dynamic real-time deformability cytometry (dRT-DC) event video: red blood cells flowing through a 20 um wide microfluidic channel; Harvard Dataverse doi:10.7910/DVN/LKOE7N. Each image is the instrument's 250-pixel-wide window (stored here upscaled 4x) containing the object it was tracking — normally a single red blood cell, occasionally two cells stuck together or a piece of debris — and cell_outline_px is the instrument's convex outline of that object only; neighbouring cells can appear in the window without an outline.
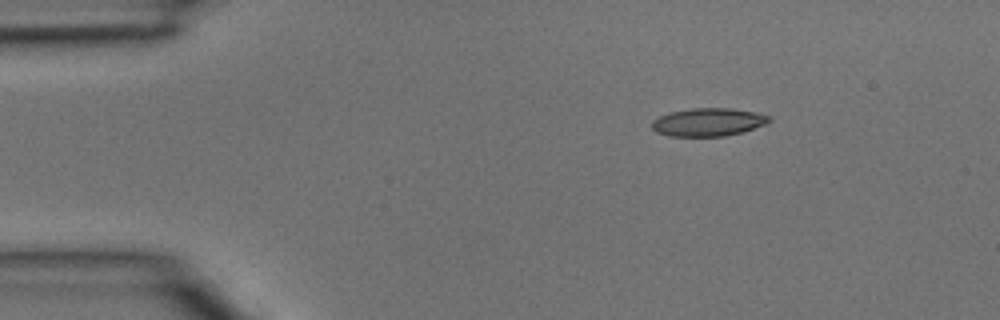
{"species": "common noctule bat (a hibernating species)", "species_latin": "Nyctalus noctula", "temperature_condition": "room temperature", "stored_images_in_passage": 3, "camera_frame_rate_fps": 3000, "um_per_image_px": 0.085, "animal": {"sex": "male", "body_mass_g": 15.6}, "frame": {"image": 1, "passage_image": 1, "time_ms": 0.0, "image_size_px": [1000, 320], "cell_outline_px": [[772, 120], [764, 124], [744, 132], [724, 136], [668, 136], [656, 132], [652, 128], [652, 120], [660, 116], [672, 112], [688, 108], [732, 108], [756, 112], [772, 116]], "centroid_in_image_um": [60.22, 10.38], "position_along_channel_um": 24.8, "area_um2": 19.31}}
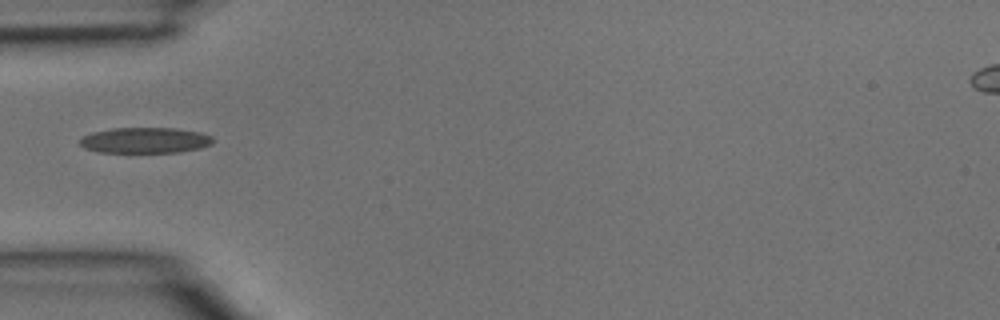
{"frame": {"image": 2, "passage_image": 3, "time_ms": 0.667, "image_size_px": [1000, 320], "cell_outline_px": [[216, 140], [212, 144], [200, 148], [180, 152], [100, 152], [84, 148], [80, 144], [80, 140], [84, 136], [92, 132], [112, 128], [176, 128], [200, 132], [212, 136]], "centroid_in_image_um": [12.37, 11.92], "position_along_channel_um": 72.6, "area_um2": 20.0}}